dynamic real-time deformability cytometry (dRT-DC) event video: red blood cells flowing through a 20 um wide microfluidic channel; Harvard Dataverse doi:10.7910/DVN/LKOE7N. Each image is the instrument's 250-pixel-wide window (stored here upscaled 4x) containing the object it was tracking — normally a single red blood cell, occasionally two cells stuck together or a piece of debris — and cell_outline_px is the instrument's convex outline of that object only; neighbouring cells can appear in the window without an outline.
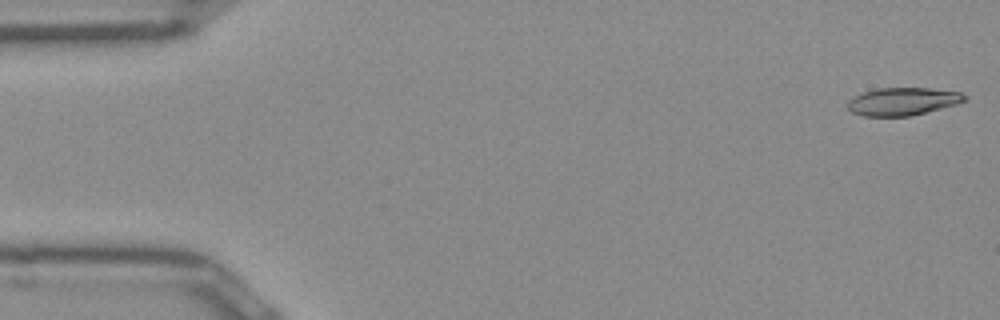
{"species": "Egyptian fruit bat (a non-hibernating species)", "species_latin": "Rousettus aegyptiacus", "temperature_condition": "room temperature", "stored_images_in_passage": 50, "camera_frame_rate_fps": 3000, "um_per_image_px": 0.085, "frame": {"image": 1, "passage_image": 1, "time_ms": 0.0, "image_size_px": [1000, 320], "cell_outline_px": [[968, 100], [956, 104], [908, 116], [864, 116], [852, 112], [848, 108], [848, 100], [852, 96], [876, 88], [928, 88], [960, 92], [968, 96]], "centroid_in_image_um": [76.72, 8.61], "position_along_channel_um": 8.3, "area_um2": 18.84}}
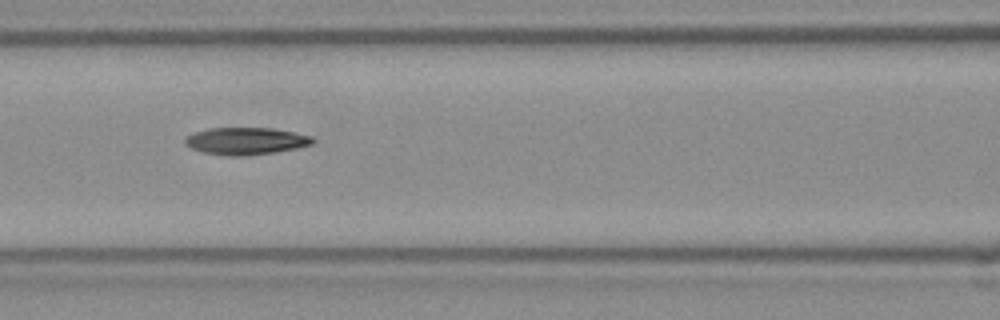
{"frame": {"image": 2, "passage_image": 21, "time_ms": 6.667, "image_size_px": [1000, 320], "cell_outline_px": [[316, 140], [312, 144], [296, 148], [272, 152], [244, 156], [228, 156], [200, 152], [184, 144], [184, 136], [208, 128], [272, 128], [312, 136]], "centroid_in_image_um": [20.85, 11.99], "position_along_channel_um": 145.7, "area_um2": 20.23}}
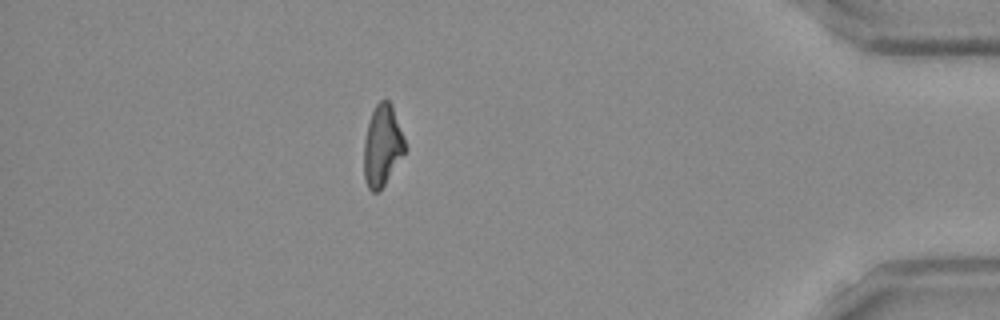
{"frame": {"image": 3, "passage_image": 44, "time_ms": 14.333, "image_size_px": [1000, 320], "cell_outline_px": [[408, 148], [384, 184], [376, 192], [372, 192], [368, 188], [364, 180], [364, 140], [368, 120], [376, 104], [380, 100], [388, 100], [392, 104]], "centroid_in_image_um": [32.5, 12.35], "position_along_channel_um": 402.7, "area_um2": 19.54}, "authors_computed_cell_mechanics": {"area_um2": 19.7676, "velocity_mm_per_s": 3.9821, "shape_relaxation_time_tau1_ms": 10.3323, "shape_relaxation_time_tau2_ms": 9.457, "deformation_change_tau1": 0.275, "deformation_change_tau2": 0.2028}}